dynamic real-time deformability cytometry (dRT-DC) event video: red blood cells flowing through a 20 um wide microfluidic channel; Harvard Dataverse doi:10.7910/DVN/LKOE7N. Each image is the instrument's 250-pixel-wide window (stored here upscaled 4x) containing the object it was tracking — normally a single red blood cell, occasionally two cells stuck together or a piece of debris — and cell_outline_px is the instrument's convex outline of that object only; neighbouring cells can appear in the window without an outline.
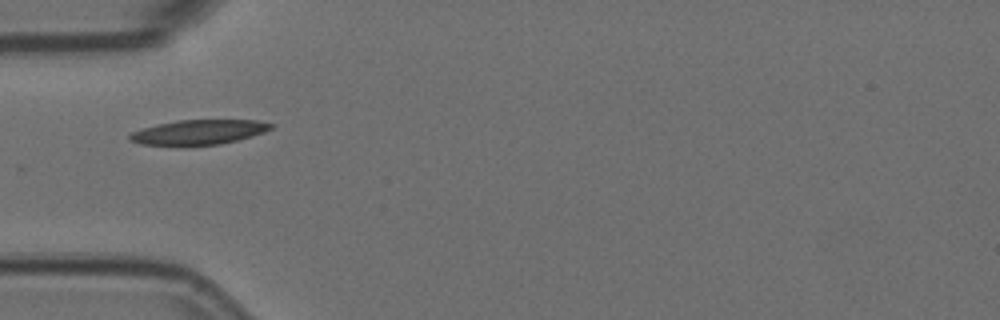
{"species": "Egyptian fruit bat (a non-hibernating species)", "species_latin": "Rousettus aegyptiacus", "temperature_condition": "room temperature", "stored_images_in_passage": 6, "camera_frame_rate_fps": 3000, "um_per_image_px": 0.085, "animal": {"sex": "female"}, "frame": {"image": 1, "passage_image": 1, "time_ms": 0.0, "image_size_px": [1000, 320], "cell_outline_px": [[276, 124], [272, 128], [264, 132], [252, 136], [220, 144], [140, 144], [128, 140], [128, 136], [132, 132], [144, 128], [176, 120], [256, 120]], "centroid_in_image_um": [16.94, 11.21], "position_along_channel_um": 68.1, "area_um2": 19.88}}
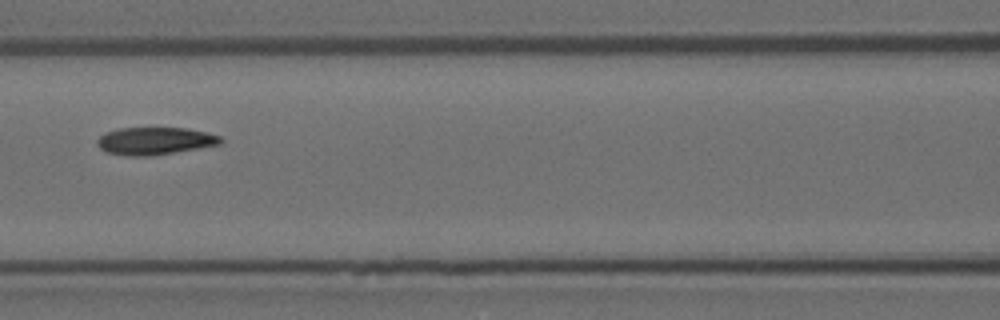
{"frame": {"image": 2, "passage_image": 3, "time_ms": 0.667, "image_size_px": [1000, 320], "cell_outline_px": [[224, 140], [220, 144], [152, 156], [128, 156], [108, 152], [100, 148], [96, 144], [96, 140], [104, 132], [120, 128], [188, 128], [220, 136]], "centroid_in_image_um": [13.13, 11.98], "position_along_channel_um": 153.5, "area_um2": 19.71}}
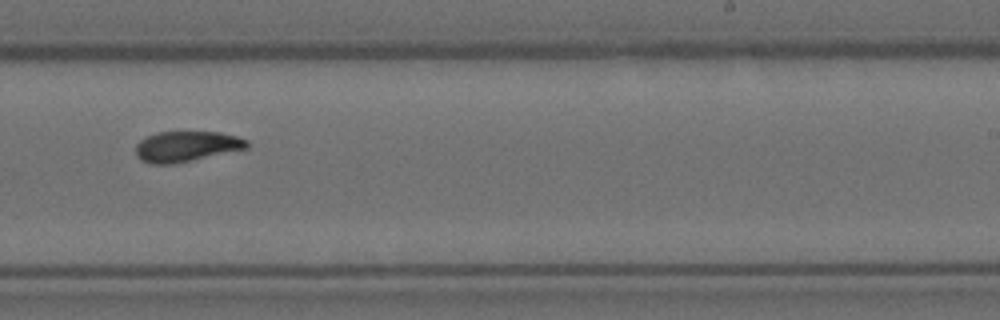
{"frame": {"image": 3, "passage_image": 6, "time_ms": 1.667, "image_size_px": [1000, 320], "cell_outline_px": [[248, 148], [172, 164], [152, 164], [140, 160], [136, 156], [136, 144], [140, 140], [156, 132], [220, 132], [236, 136], [248, 140]], "centroid_in_image_um": [15.82, 12.44], "position_along_channel_um": 273.2, "area_um2": 19.65}}